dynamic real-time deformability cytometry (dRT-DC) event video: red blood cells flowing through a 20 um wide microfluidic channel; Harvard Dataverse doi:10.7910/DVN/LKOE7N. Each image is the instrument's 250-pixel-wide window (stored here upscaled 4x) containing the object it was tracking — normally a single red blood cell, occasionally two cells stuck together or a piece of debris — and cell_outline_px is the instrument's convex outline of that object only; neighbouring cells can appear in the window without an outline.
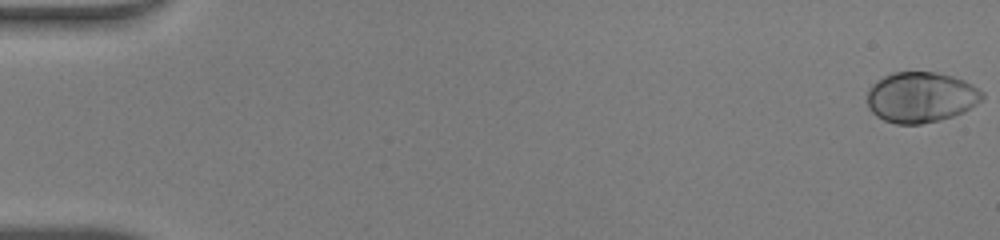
{"species": "human", "species_latin": "Homo sapiens", "temperature_condition": "warm", "stored_images_in_passage": 49, "camera_frame_rate_fps": 3000, "um_per_image_px": 0.085, "donor": {"sex": "male"}, "frame": {"image": 1, "passage_image": 1, "time_ms": 0.0, "image_size_px": [1000, 240], "cell_outline_px": [[984, 96], [976, 104], [964, 112], [940, 120], [920, 124], [896, 124], [884, 120], [876, 116], [868, 108], [868, 88], [872, 84], [884, 76], [892, 72], [936, 72], [952, 76], [964, 80], [972, 84], [984, 92]], "centroid_in_image_um": [78.27, 8.26], "position_along_channel_um": 6.7, "area_um2": 33.99}}
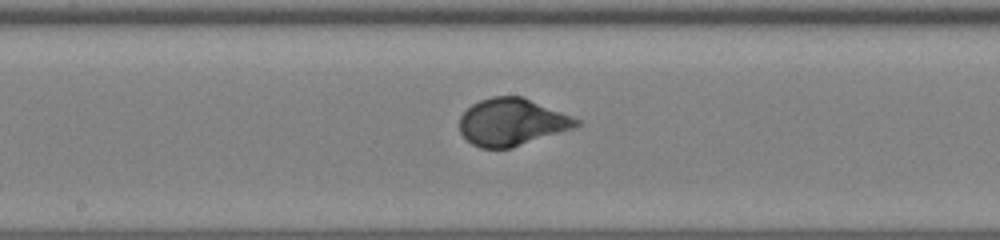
{"frame": {"image": 2, "passage_image": 27, "time_ms": 8.667, "image_size_px": [1000, 240], "cell_outline_px": [[580, 124], [576, 128], [512, 148], [480, 148], [472, 144], [460, 132], [460, 116], [472, 104], [480, 100], [492, 96], [524, 96], [580, 120]], "centroid_in_image_um": [43.52, 10.38], "position_along_channel_um": 204.7, "area_um2": 32.25}}
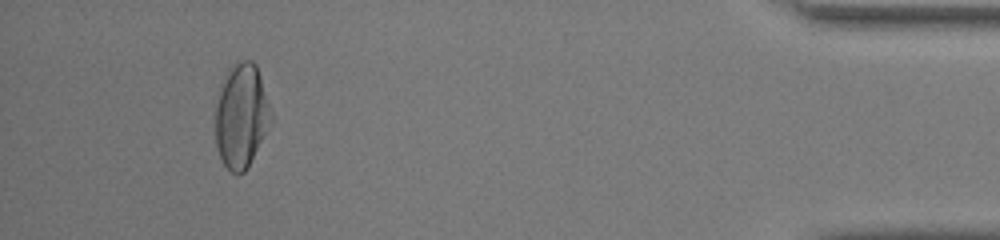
{"frame": {"image": 3, "passage_image": 46, "time_ms": 15.0, "image_size_px": [1000, 240], "cell_outline_px": [[272, 124], [244, 172], [232, 172], [224, 164], [220, 156], [216, 144], [216, 108], [220, 84], [228, 68], [232, 64], [240, 60], [252, 60], [256, 64], [272, 112]], "centroid_in_image_um": [20.53, 9.79], "position_along_channel_um": 414.7, "area_um2": 33.7}, "authors_computed_cell_mechanics": {"area_um2": 32.4836, "velocity_mm_per_s": 4.297, "shape_relaxation_time_tau1_ms": 2.7369, "shape_relaxation_time_tau2_ms": null, "deformation_change_tau1": 0.1948, "deformation_change_tau2": null}}